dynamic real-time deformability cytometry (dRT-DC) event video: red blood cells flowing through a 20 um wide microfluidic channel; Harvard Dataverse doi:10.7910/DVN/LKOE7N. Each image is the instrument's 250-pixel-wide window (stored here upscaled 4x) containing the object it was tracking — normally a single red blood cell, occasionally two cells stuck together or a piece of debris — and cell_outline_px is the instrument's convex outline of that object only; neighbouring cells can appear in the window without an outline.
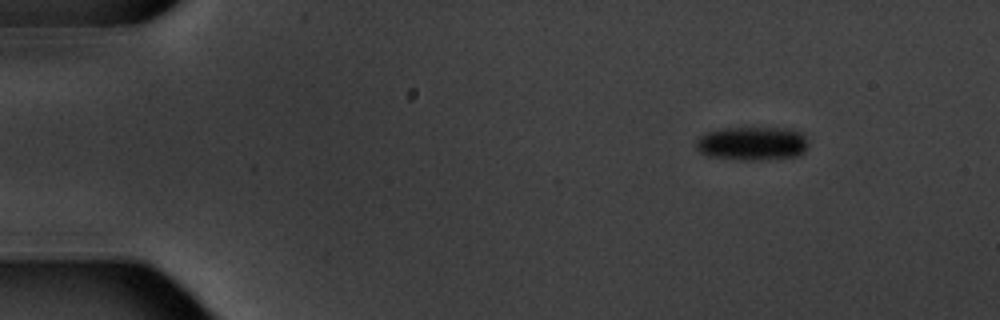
{"species": "common noctule bat (a hibernating species)", "species_latin": "Nyctalus noctula", "temperature_condition": "warm", "stored_images_in_passage": 6, "segment_of_instrument_passage": [1, 2], "camera_frame_rate_fps": 3000, "um_per_image_px": 0.085, "animal": {"sex": "male", "body_mass_g": 20.1, "forearm_length_mm": 53.5}, "frame": {"image": 1, "passage_image": 2, "time_ms": 1.333, "image_size_px": [1000, 320], "cell_outline_px": [[808, 148], [804, 152], [796, 156], [756, 160], [740, 160], [708, 156], [700, 152], [696, 148], [696, 140], [704, 132], [724, 128], [792, 128], [800, 132], [804, 136], [808, 144]], "centroid_in_image_um": [63.92, 12.19], "position_along_channel_um": 21.1, "area_um2": 22.2}}
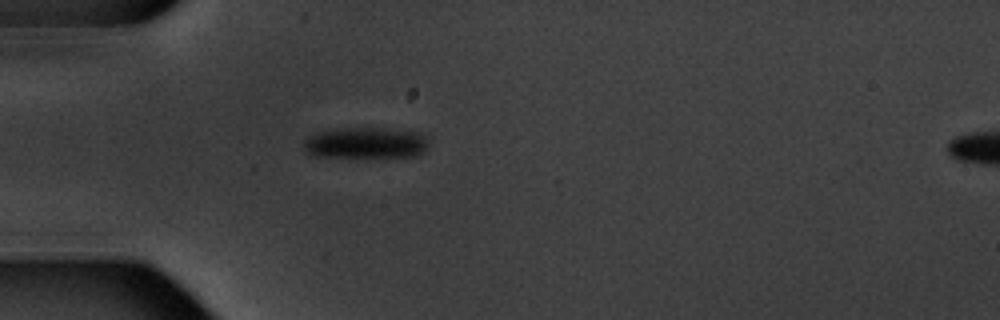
{"frame": {"image": 2, "passage_image": 5, "time_ms": 4.667, "image_size_px": [1000, 320], "cell_outline_px": [[428, 144], [416, 156], [316, 156], [308, 152], [304, 148], [304, 140], [308, 136], [316, 132], [336, 128], [380, 128], [420, 132], [428, 136]], "centroid_in_image_um": [31.08, 12.12], "position_along_channel_um": 53.9, "area_um2": 22.43}}